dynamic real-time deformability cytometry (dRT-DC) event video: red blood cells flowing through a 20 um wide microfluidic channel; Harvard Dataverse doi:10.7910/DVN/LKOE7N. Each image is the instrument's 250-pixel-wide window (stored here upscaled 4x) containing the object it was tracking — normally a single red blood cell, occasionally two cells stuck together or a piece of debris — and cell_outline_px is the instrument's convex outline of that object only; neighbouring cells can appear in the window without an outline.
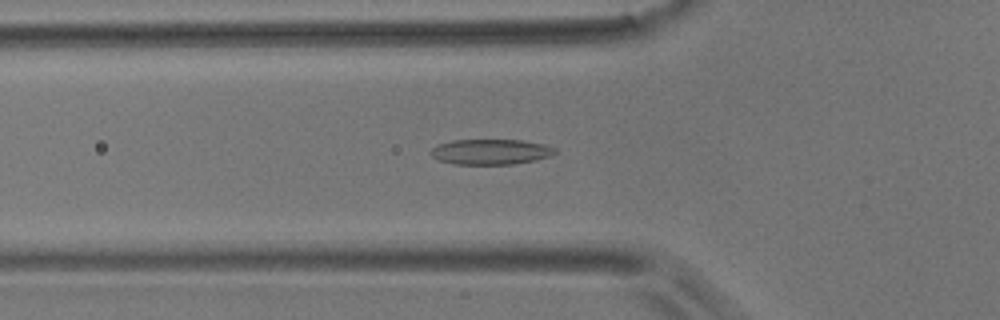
{"species": "common noctule bat (a hibernating species)", "species_latin": "Nyctalus noctula", "temperature_condition": "room temperature", "stored_images_in_passage": 44, "camera_frame_rate_fps": 3000, "um_per_image_px": 0.085, "animal": {"sex": "male", "body_mass_g": 17.9}, "frame": {"image": 1, "passage_image": 8, "time_ms": 2.333, "image_size_px": [1000, 320], "cell_outline_px": [[560, 152], [552, 156], [536, 160], [512, 164], [452, 164], [440, 160], [432, 156], [428, 152], [436, 144], [452, 140], [520, 140], [544, 144], [556, 148]], "centroid_in_image_um": [41.73, 12.9], "position_along_channel_um": 84.1, "area_um2": 18.61}}
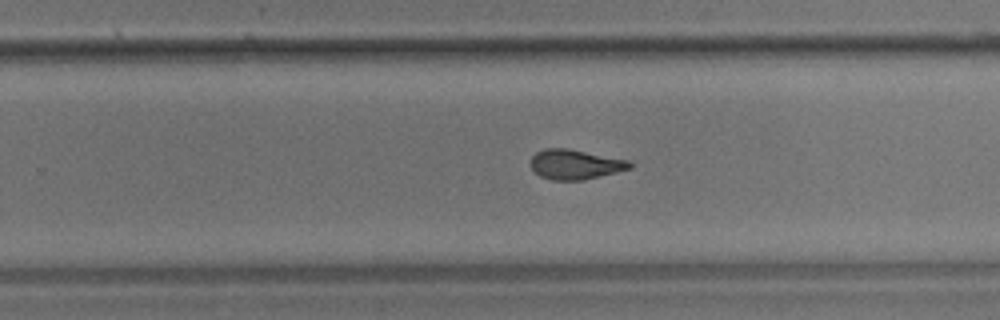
{"frame": {"image": 2, "passage_image": 24, "time_ms": 7.667, "image_size_px": [1000, 320], "cell_outline_px": [[632, 168], [584, 180], [552, 180], [540, 176], [532, 172], [528, 164], [532, 156], [536, 152], [544, 148], [568, 148], [628, 160], [632, 164]], "centroid_in_image_um": [48.82, 13.97], "position_along_channel_um": 281.0, "area_um2": 17.46}}
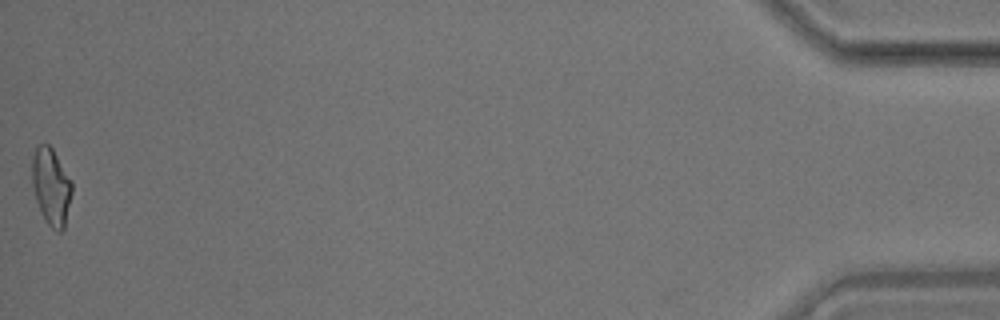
{"frame": {"image": 3, "passage_image": 44, "time_ms": 14.333, "image_size_px": [1000, 320], "cell_outline_px": [[72, 192], [64, 228], [60, 232], [56, 232], [44, 220], [36, 200], [32, 184], [32, 156], [36, 144], [48, 144], [52, 148], [72, 180]], "centroid_in_image_um": [4.34, 15.84], "position_along_channel_um": 430.9, "area_um2": 18.03}, "authors_computed_cell_mechanics": {"area_um2": 17.6001, "velocity_mm_per_s": 3.6782, "shape_relaxation_time_tau1_ms": 8.9576, "shape_relaxation_time_tau2_ms": 2.3889, "deformation_change_tau1": 0.2162, "deformation_change_tau2": 0.0997}}